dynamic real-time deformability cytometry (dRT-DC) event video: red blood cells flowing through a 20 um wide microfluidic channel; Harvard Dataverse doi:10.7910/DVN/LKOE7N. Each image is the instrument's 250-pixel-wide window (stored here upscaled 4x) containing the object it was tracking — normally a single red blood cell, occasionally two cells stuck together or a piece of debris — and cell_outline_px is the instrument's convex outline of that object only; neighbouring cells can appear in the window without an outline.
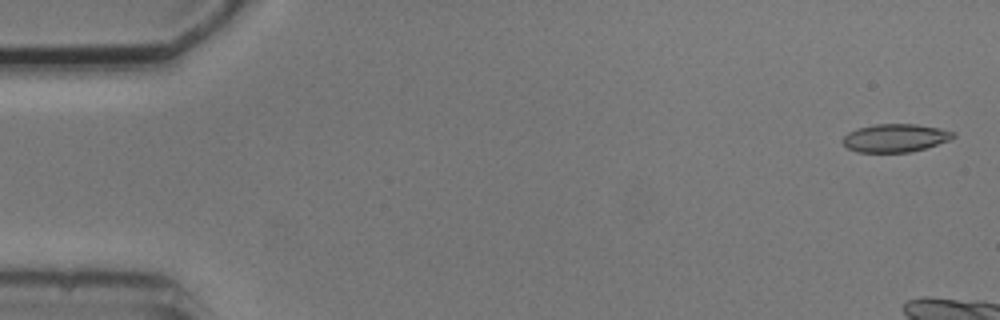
{"species": "common noctule bat (a hibernating species)", "species_latin": "Nyctalus noctula", "temperature_condition": "cold", "stored_images_in_passage": 5, "camera_frame_rate_fps": 3000, "um_per_image_px": 0.085, "animal": {"sex": "male", "body_mass_g": 20.5, "forearm_length_mm": 52.5}, "frame": {"image": 1, "passage_image": 1, "time_ms": 0.0, "image_size_px": [1000, 320], "cell_outline_px": [[956, 136], [952, 140], [924, 148], [908, 152], [856, 152], [848, 148], [840, 140], [848, 132], [856, 128], [876, 124], [916, 124], [940, 128], [956, 132]], "centroid_in_image_um": [76.11, 11.72], "position_along_channel_um": 8.9, "area_um2": 18.26}}